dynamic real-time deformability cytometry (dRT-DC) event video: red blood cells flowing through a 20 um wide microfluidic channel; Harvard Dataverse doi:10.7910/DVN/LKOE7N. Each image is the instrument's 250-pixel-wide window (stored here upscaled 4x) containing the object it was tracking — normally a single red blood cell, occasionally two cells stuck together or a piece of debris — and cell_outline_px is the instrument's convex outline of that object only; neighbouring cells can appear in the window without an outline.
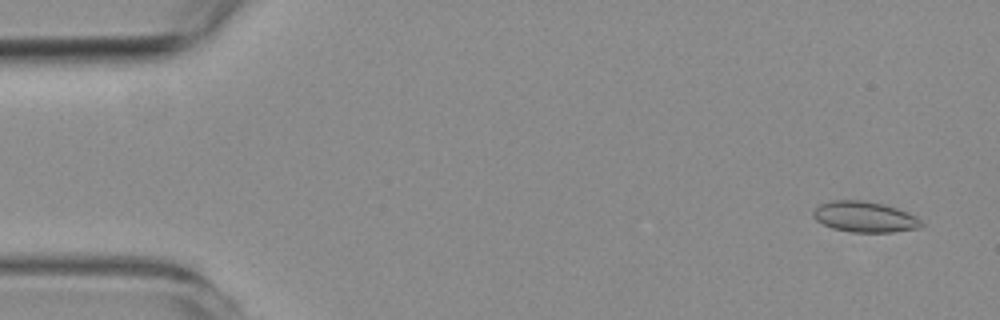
{"species": "common noctule bat (a hibernating species)", "species_latin": "Nyctalus noctula", "temperature_condition": "room temperature", "stored_images_in_passage": 55, "camera_frame_rate_fps": 3000, "um_per_image_px": 0.085, "animal": {"sex": "female", "body_mass_g": 19.3, "forearm_length_mm": 54.1}, "frame": {"image": 1, "passage_image": 3, "time_ms": 0.667, "image_size_px": [1000, 320], "cell_outline_px": [[924, 224], [920, 228], [892, 232], [852, 232], [832, 228], [816, 220], [812, 216], [812, 212], [820, 204], [832, 200], [860, 200], [880, 204], [896, 208], [908, 212], [916, 216]], "centroid_in_image_um": [73.5, 18.44], "position_along_channel_um": 11.5, "area_um2": 19.25}}
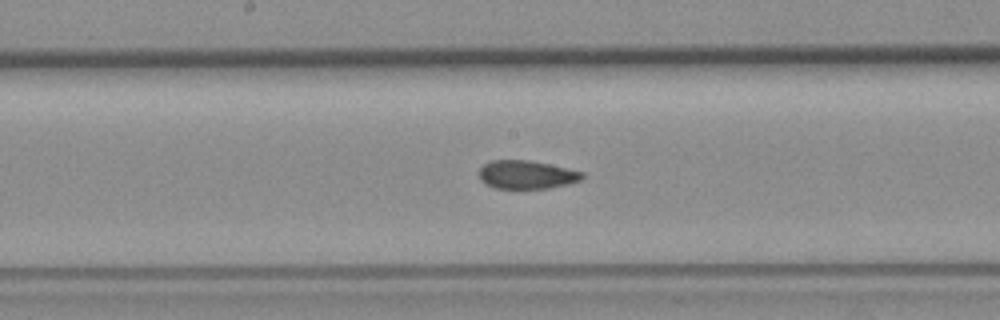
{"frame": {"image": 2, "passage_image": 28, "time_ms": 9.0, "image_size_px": [1000, 320], "cell_outline_px": [[584, 176], [580, 180], [568, 184], [552, 188], [496, 188], [480, 180], [476, 172], [484, 164], [492, 160], [528, 160], [548, 164], [584, 172]], "centroid_in_image_um": [44.74, 14.84], "position_along_channel_um": 203.5, "area_um2": 17.05}}
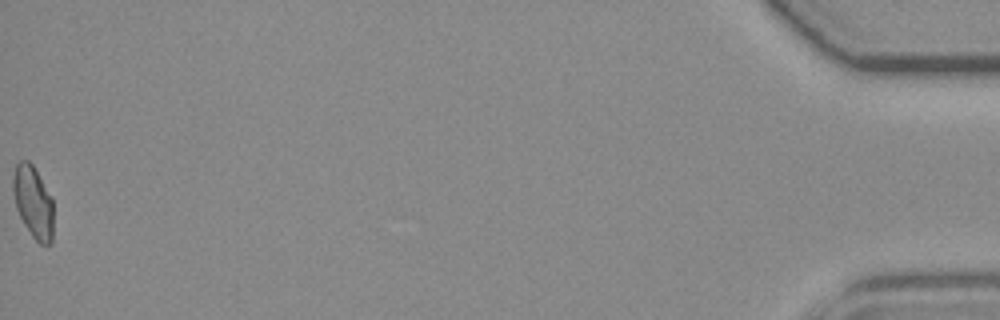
{"frame": {"image": 3, "passage_image": 55, "time_ms": 18.0, "image_size_px": [1000, 320], "cell_outline_px": [[52, 244], [40, 244], [32, 236], [24, 224], [16, 208], [12, 192], [12, 176], [16, 164], [20, 160], [28, 160], [32, 164], [52, 196]], "centroid_in_image_um": [2.8, 17.14], "position_along_channel_um": 432.4, "area_um2": 17.05}, "authors_computed_cell_mechanics": {"area_um2": 17.8602, "velocity_mm_per_s": 3.7524, "shape_relaxation_time_tau1_ms": null, "shape_relaxation_time_tau2_ms": 2.1318, "deformation_change_tau1": null, "deformation_change_tau2": 0.0557}}